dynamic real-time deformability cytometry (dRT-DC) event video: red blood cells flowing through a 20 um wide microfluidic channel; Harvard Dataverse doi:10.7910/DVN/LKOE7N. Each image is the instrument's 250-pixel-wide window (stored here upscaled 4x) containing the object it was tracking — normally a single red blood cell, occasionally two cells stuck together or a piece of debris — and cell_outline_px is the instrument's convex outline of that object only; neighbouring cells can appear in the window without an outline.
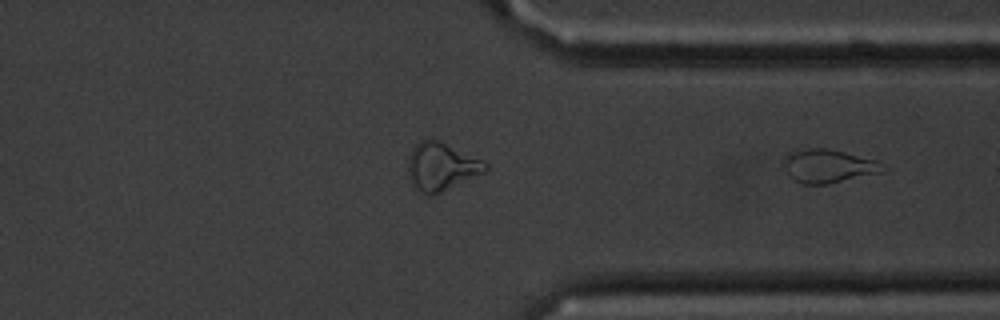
{"species": "common noctule bat (a hibernating species)", "species_latin": "Nyctalus noctula", "temperature_condition": "cold", "stored_images_in_passage": 23, "segment_of_instrument_passage": [2, 2], "camera_frame_rate_fps": 3000, "um_per_image_px": 0.085, "animal": {"sex": "male", "body_mass_g": 20.1, "forearm_length_mm": 53.5}, "frame": {"image": 1, "passage_image": 23, "time_ms": 7.333, "image_size_px": [1000, 320], "cell_outline_px": [[888, 168], [884, 172], [828, 184], [800, 184], [792, 180], [788, 176], [780, 160], [788, 152], [812, 148], [828, 148], [880, 160]], "centroid_in_image_um": [70.41, 14.12], "position_along_channel_um": 341.0, "area_um2": 20.06}}